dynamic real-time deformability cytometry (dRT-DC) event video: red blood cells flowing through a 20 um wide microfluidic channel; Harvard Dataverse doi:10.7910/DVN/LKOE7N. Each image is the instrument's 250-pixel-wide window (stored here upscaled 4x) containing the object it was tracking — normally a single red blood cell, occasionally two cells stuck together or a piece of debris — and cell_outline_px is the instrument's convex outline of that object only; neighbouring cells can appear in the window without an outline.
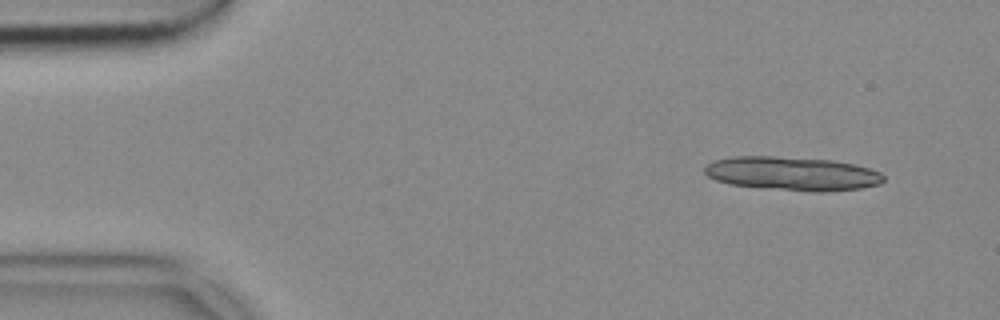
{"species": "common noctule bat (a hibernating species)", "species_latin": "Nyctalus noctula", "temperature_condition": "cold", "stored_images_in_passage": 10, "camera_frame_rate_fps": 3000, "um_per_image_px": 0.085, "animal": {"sex": "female", "body_mass_g": 18.4}, "frame": {"image": 1, "passage_image": 1, "time_ms": 0.0, "image_size_px": [1000, 320], "cell_outline_px": [[884, 180], [880, 184], [860, 188], [820, 192], [816, 192], [732, 184], [716, 180], [708, 176], [704, 172], [704, 168], [712, 160], [732, 156], [776, 156], [832, 160], [852, 164], [868, 168], [880, 172], [884, 176]], "centroid_in_image_um": [67.34, 14.74], "position_along_channel_um": 17.7, "area_um2": 34.85}}